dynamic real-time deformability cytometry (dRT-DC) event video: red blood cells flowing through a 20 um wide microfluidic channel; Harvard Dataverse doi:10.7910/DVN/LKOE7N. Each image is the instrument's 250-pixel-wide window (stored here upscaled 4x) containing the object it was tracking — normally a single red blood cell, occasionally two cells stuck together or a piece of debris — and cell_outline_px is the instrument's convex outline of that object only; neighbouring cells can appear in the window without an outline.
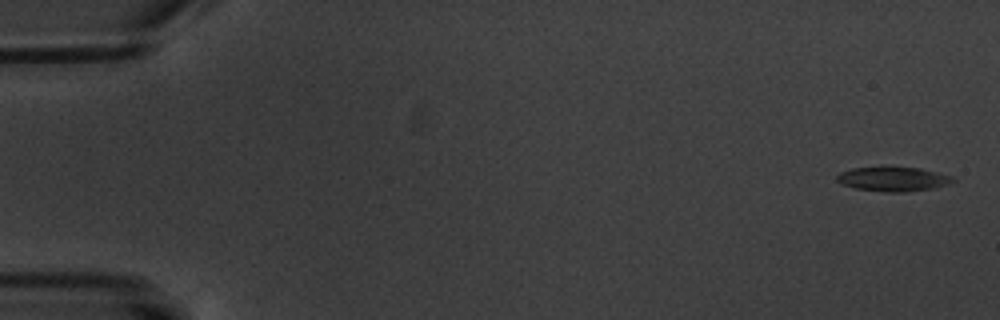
{"species": "common noctule bat (a hibernating species)", "species_latin": "Nyctalus noctula", "temperature_condition": "warm", "stored_images_in_passage": 7, "camera_frame_rate_fps": 3000, "um_per_image_px": 0.085, "animal": {"sex": "male", "body_mass_g": 20.1, "forearm_length_mm": 53.5}, "frame": {"image": 1, "passage_image": 1, "time_ms": 0.0, "image_size_px": [1000, 320], "cell_outline_px": [[956, 180], [948, 184], [932, 188], [904, 192], [888, 192], [856, 188], [840, 184], [836, 180], [836, 176], [840, 172], [852, 168], [892, 164], [920, 168], [952, 176]], "centroid_in_image_um": [75.87, 15.17], "position_along_channel_um": 9.1, "area_um2": 17.11}}
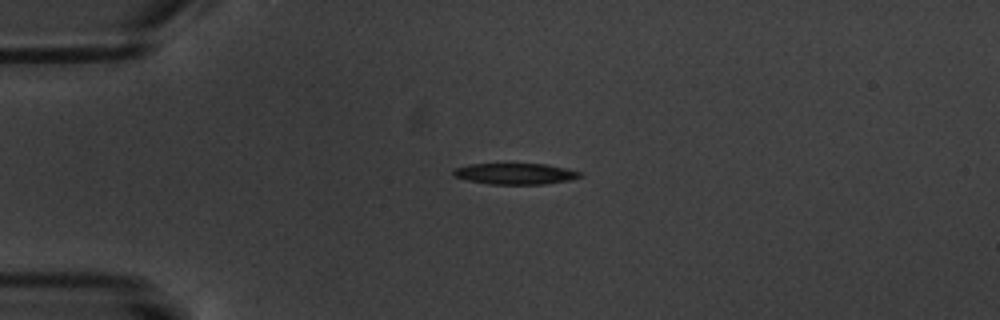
{"frame": {"image": 2, "passage_image": 5, "time_ms": 4.333, "image_size_px": [1000, 320], "cell_outline_px": [[584, 176], [568, 180], [544, 184], [492, 184], [468, 180], [452, 176], [452, 172], [456, 168], [468, 164], [548, 164], [584, 172]], "centroid_in_image_um": [43.84, 14.76], "position_along_channel_um": 41.2, "area_um2": 15.61}}